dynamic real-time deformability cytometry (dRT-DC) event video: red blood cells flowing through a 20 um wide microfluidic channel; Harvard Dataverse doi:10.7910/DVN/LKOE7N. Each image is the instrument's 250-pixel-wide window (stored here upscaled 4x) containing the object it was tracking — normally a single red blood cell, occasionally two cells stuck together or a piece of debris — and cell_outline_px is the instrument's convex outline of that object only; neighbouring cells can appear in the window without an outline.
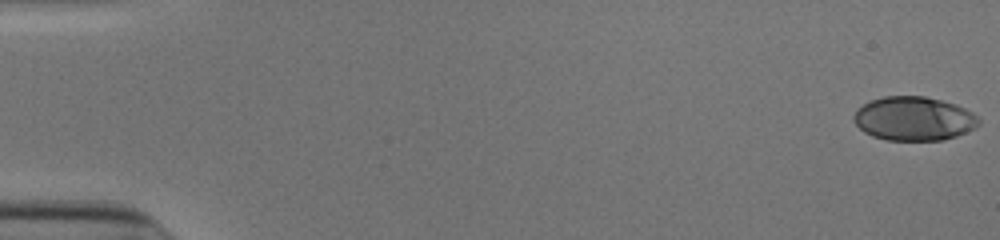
{"species": "human", "species_latin": "Homo sapiens", "temperature_condition": "cold", "stored_images_in_passage": 53, "camera_frame_rate_fps": 3000, "um_per_image_px": 0.085, "donor": {"sex": "male"}, "frame": {"image": 1, "passage_image": 1, "time_ms": 0.0, "image_size_px": [1000, 240], "cell_outline_px": [[980, 124], [976, 128], [956, 136], [944, 140], [888, 140], [872, 136], [864, 132], [852, 120], [852, 116], [856, 108], [868, 100], [884, 96], [924, 96], [956, 104], [972, 112], [980, 120]], "centroid_in_image_um": [77.64, 10.08], "position_along_channel_um": 7.4, "area_um2": 32.31}}
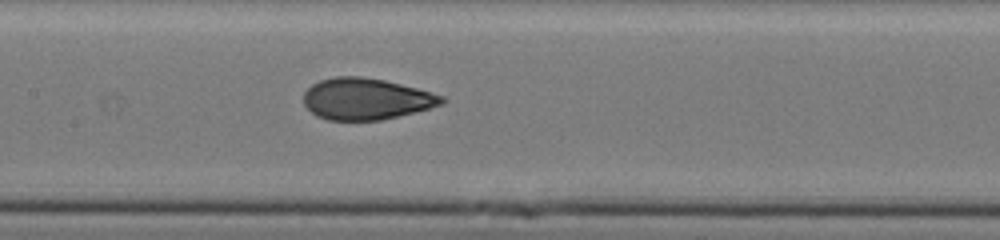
{"frame": {"image": 2, "passage_image": 27, "time_ms": 8.667, "image_size_px": [1000, 240], "cell_outline_px": [[448, 100], [444, 104], [380, 120], [328, 120], [316, 116], [304, 104], [304, 92], [312, 84], [320, 80], [336, 76], [360, 76], [384, 80], [416, 88], [444, 96]], "centroid_in_image_um": [31.11, 8.4], "position_along_channel_um": 176.3, "area_um2": 33.18}}
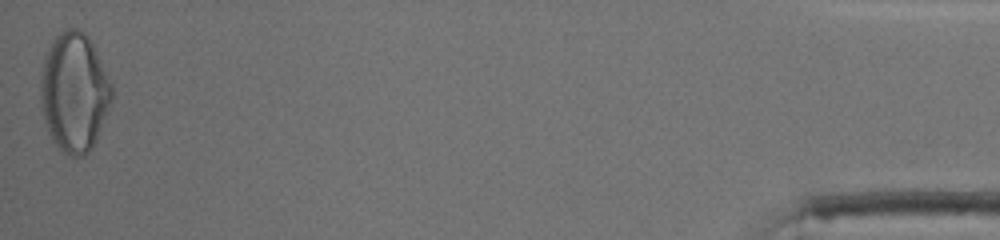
{"frame": {"image": 3, "passage_image": 53, "time_ms": 17.333, "image_size_px": [1000, 240], "cell_outline_px": [[112, 100], [96, 140], [92, 148], [88, 152], [80, 156], [72, 156], [64, 152], [52, 140], [44, 120], [40, 100], [40, 80], [44, 56], [52, 40], [64, 28], [76, 28], [84, 32], [92, 40], [112, 84]], "centroid_in_image_um": [6.31, 7.8], "position_along_channel_um": 428.9, "area_um2": 49.65}, "authors_computed_cell_mechanics": {"area_um2": 33.1772, "velocity_mm_per_s": 3.9342, "shape_relaxation_time_tau1_ms": 7.0413, "shape_relaxation_time_tau2_ms": null, "deformation_change_tau1": 0.2366, "deformation_change_tau2": null}}